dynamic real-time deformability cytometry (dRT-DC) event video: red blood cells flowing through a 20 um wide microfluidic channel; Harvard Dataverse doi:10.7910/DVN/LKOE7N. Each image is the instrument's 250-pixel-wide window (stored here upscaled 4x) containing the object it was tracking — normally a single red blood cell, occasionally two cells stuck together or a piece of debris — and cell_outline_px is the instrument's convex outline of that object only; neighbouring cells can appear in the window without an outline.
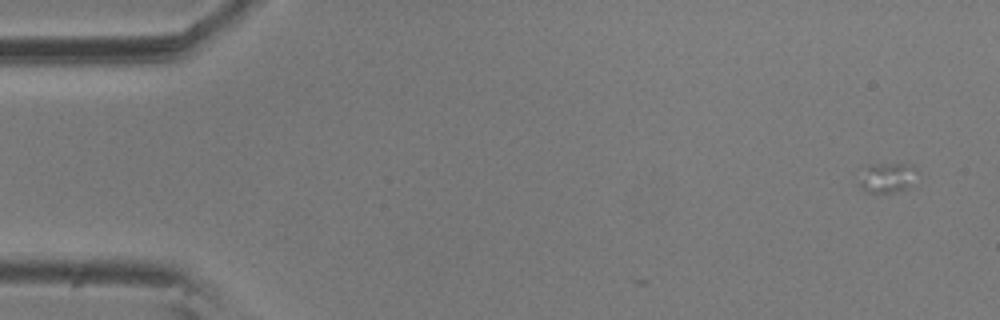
{"species": "common noctule bat (a hibernating species)", "species_latin": "Nyctalus noctula", "temperature_condition": "room temperature", "stored_images_in_passage": 4, "camera_frame_rate_fps": 3000, "um_per_image_px": 0.085, "animal": {"sex": "male", "body_mass_g": 20.5, "forearm_length_mm": 52.5}, "frame": {"image": 1, "passage_image": 1, "time_ms": 0.0, "image_size_px": [1000, 320], "cell_outline_px": [[912, 168], [908, 188], [892, 192], [868, 192], [860, 188], [856, 168], [868, 164], [912, 164]], "centroid_in_image_um": [75.16, 15.07], "position_along_channel_um": 9.8, "area_um2": 10.0}}